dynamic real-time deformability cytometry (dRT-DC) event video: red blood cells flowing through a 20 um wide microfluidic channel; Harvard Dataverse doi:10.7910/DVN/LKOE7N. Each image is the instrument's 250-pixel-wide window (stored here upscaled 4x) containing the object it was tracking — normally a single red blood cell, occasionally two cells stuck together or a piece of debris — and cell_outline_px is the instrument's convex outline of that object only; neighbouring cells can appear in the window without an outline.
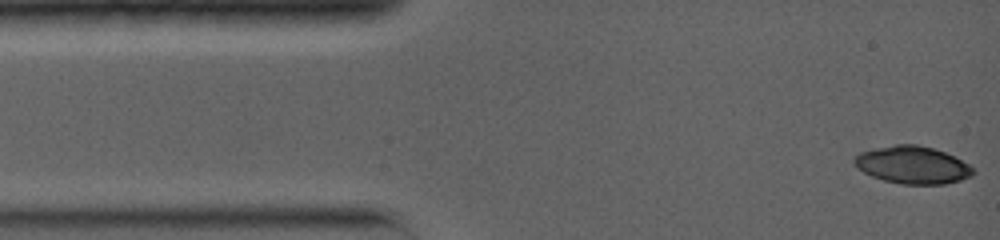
{"species": "common noctule bat (a hibernating species)", "species_latin": "Nyctalus noctula", "temperature_condition": "warm", "stored_images_in_passage": 12, "camera_frame_rate_fps": 5000, "um_per_image_px": 0.085, "animal": {"sex": "female", "body_mass_g": 19.0, "forearm_length_mm": 56.7}, "frame": {"image": 1, "passage_image": 1, "time_ms": 0.0, "image_size_px": [1000, 240], "cell_outline_px": [[976, 172], [972, 176], [960, 180], [944, 184], [900, 184], [884, 180], [872, 176], [864, 172], [852, 160], [860, 152], [876, 148], [896, 144], [916, 144], [932, 148], [944, 152], [968, 164]], "centroid_in_image_um": [77.57, 14.02], "position_along_channel_um": 7.4, "area_um2": 25.66}}
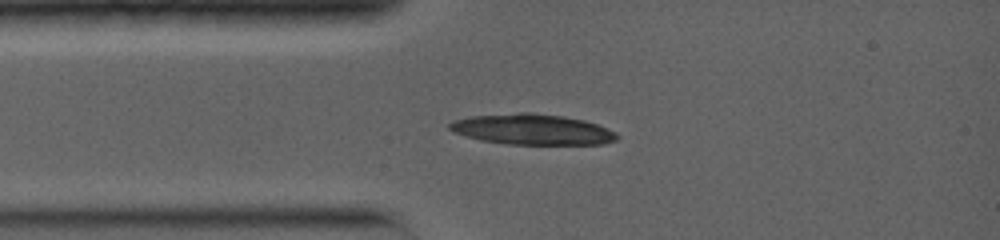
{"frame": {"image": 2, "passage_image": 12, "time_ms": 2.6, "image_size_px": [1000, 240], "cell_outline_px": [[620, 136], [616, 140], [600, 144], [504, 144], [480, 140], [456, 132], [448, 128], [448, 124], [452, 120], [472, 116], [520, 112], [528, 112], [564, 116], [584, 120], [596, 124], [616, 132]], "centroid_in_image_um": [45.24, 10.99], "position_along_channel_um": 39.8, "area_um2": 29.77}}